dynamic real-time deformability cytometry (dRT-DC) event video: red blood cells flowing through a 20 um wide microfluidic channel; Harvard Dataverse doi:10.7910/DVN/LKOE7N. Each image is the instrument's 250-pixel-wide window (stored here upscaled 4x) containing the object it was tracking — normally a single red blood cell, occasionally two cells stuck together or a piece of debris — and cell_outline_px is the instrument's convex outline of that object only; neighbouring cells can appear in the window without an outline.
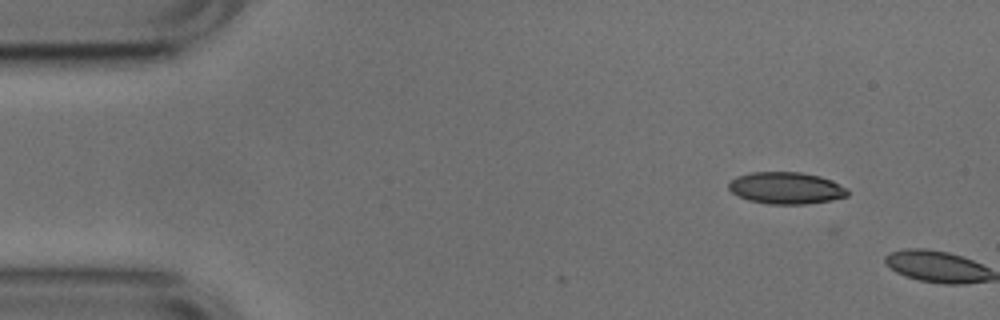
{"species": "common noctule bat (a hibernating species)", "species_latin": "Nyctalus noctula", "temperature_condition": "cold", "stored_images_in_passage": 2, "camera_frame_rate_fps": 3000, "um_per_image_px": 0.085, "animal": {"sex": "male", "body_mass_g": 17.9, "forearm_length_mm": 54.2}, "frame": {"image": 1, "passage_image": 1, "time_ms": 0.0, "image_size_px": [1000, 320], "cell_outline_px": [[848, 196], [832, 200], [804, 204], [768, 204], [748, 200], [736, 196], [728, 188], [728, 184], [736, 176], [752, 172], [800, 172], [820, 176], [832, 180], [848, 188]], "centroid_in_image_um": [66.82, 15.98], "position_along_channel_um": 18.2, "area_um2": 22.25}}